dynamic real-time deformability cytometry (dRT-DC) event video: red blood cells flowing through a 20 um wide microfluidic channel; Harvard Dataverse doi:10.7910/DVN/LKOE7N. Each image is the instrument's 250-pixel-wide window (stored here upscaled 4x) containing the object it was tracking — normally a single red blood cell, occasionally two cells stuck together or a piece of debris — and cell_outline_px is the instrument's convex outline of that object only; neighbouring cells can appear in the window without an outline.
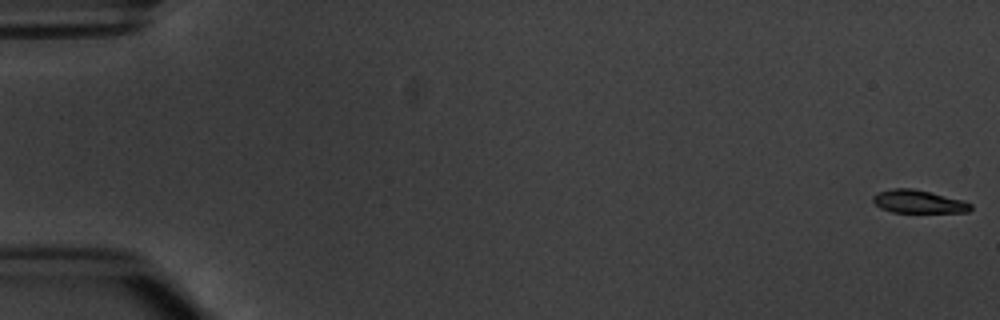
{"species": "common noctule bat (a hibernating species)", "species_latin": "Nyctalus noctula", "temperature_condition": "warm", "stored_images_in_passage": 6, "camera_frame_rate_fps": 3000, "um_per_image_px": 0.085, "animal": {"sex": "male", "body_mass_g": 20.1, "forearm_length_mm": 53.5}, "frame": {"image": 1, "passage_image": 1, "time_ms": 0.0, "image_size_px": [1000, 320], "cell_outline_px": [[972, 208], [968, 212], [892, 212], [880, 208], [872, 200], [872, 196], [880, 192], [892, 188], [912, 188], [964, 200], [972, 204]], "centroid_in_image_um": [78.08, 17.14], "position_along_channel_um": 6.9, "area_um2": 13.06}}